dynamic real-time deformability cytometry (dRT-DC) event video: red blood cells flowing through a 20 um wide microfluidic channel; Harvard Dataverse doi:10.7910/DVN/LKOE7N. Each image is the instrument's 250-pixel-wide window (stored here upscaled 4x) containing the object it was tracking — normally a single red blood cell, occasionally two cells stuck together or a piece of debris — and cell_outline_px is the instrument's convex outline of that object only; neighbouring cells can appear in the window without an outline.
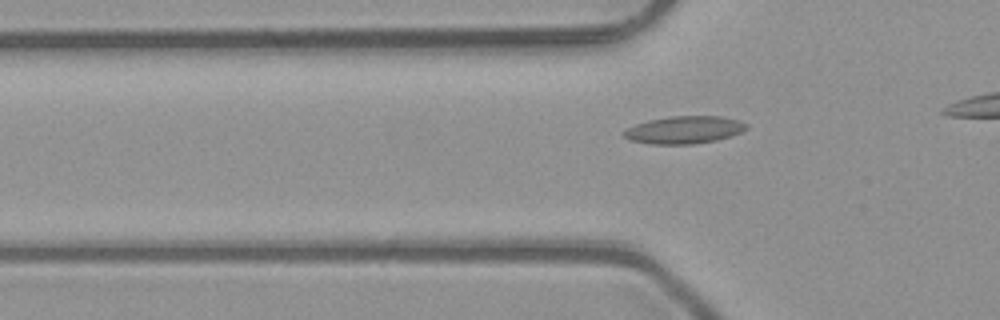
{"species": "common noctule bat (a hibernating species)", "species_latin": "Nyctalus noctula", "temperature_condition": "room temperature", "stored_images_in_passage": 7, "segment_of_instrument_passage": [2, 2], "camera_frame_rate_fps": 3000, "um_per_image_px": 0.085, "animal": {"sex": "male", "body_mass_g": 23.1, "forearm_length_mm": 52.7}, "frame": {"image": 1, "passage_image": 7, "time_ms": 2.0, "image_size_px": [1000, 320], "cell_outline_px": [[748, 128], [732, 136], [716, 140], [692, 144], [652, 144], [628, 140], [620, 132], [636, 124], [648, 120], [668, 116], [720, 116], [740, 120], [748, 124]], "centroid_in_image_um": [58.15, 11.03], "position_along_channel_um": 67.6, "area_um2": 19.83}}